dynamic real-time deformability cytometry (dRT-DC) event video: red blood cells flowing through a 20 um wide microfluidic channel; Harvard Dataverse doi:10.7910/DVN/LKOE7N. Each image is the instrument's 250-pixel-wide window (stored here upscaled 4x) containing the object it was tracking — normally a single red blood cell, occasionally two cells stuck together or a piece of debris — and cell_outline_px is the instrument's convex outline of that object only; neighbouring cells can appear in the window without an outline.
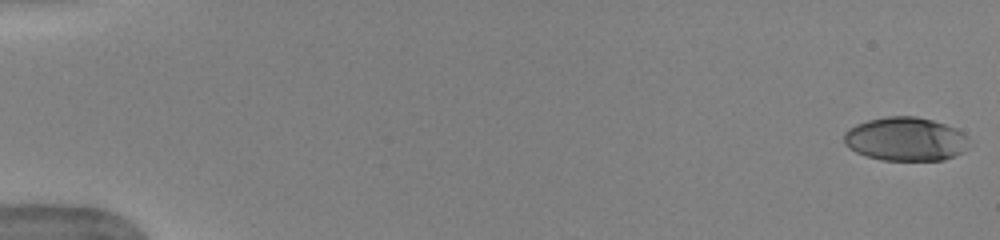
{"species": "human", "species_latin": "Homo sapiens", "temperature_condition": "warm", "stored_images_in_passage": 46, "camera_frame_rate_fps": 3000, "um_per_image_px": 0.085, "donor": {"sex": "female"}, "frame": {"image": 1, "passage_image": 1, "time_ms": 0.0, "image_size_px": [1000, 240], "cell_outline_px": [[968, 148], [944, 160], [880, 160], [856, 152], [848, 148], [844, 144], [844, 132], [848, 128], [856, 124], [868, 120], [888, 116], [916, 116], [932, 120], [956, 128], [968, 136]], "centroid_in_image_um": [76.95, 11.82], "position_along_channel_um": 8.0, "area_um2": 31.91}}
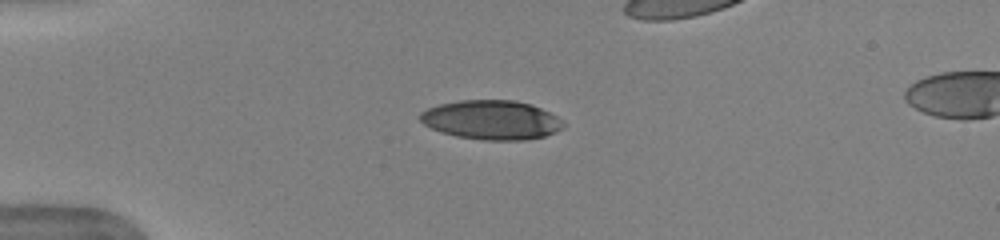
{"frame": {"image": 2, "passage_image": 14, "time_ms": 4.333, "image_size_px": [1000, 240], "cell_outline_px": [[564, 128], [556, 132], [544, 136], [524, 140], [484, 140], [456, 136], [440, 132], [424, 124], [420, 120], [420, 112], [428, 108], [440, 104], [460, 100], [516, 100], [532, 104], [556, 116], [564, 124]], "centroid_in_image_um": [41.77, 10.19], "position_along_channel_um": 43.2, "area_um2": 32.71}}
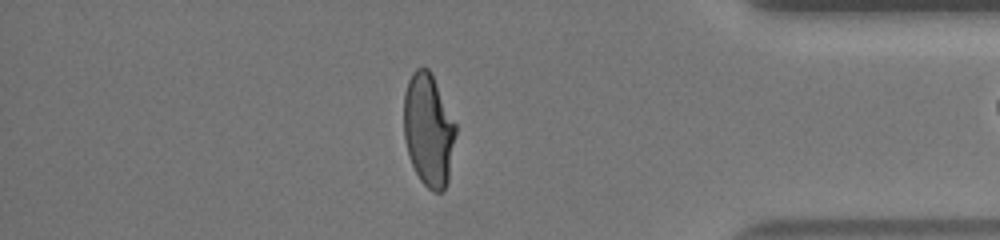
{"frame": {"image": 3, "passage_image": 45, "time_ms": 14.667, "image_size_px": [1000, 240], "cell_outline_px": [[456, 132], [448, 180], [444, 188], [440, 192], [432, 192], [420, 180], [412, 164], [408, 152], [404, 136], [404, 92], [408, 80], [412, 72], [416, 68], [428, 68], [456, 124]], "centroid_in_image_um": [36.41, 11.05], "position_along_channel_um": 398.8, "area_um2": 33.7}}